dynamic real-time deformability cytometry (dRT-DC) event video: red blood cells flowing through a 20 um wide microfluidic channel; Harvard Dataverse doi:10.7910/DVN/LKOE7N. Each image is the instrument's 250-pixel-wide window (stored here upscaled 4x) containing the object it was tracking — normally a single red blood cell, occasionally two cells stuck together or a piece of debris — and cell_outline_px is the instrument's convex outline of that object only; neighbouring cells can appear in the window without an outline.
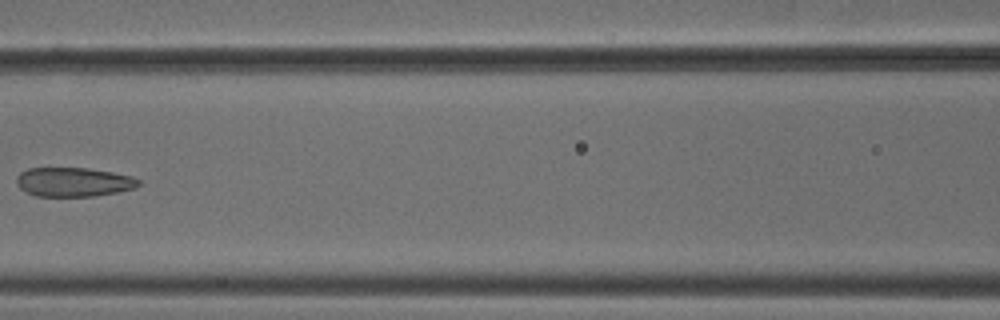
{"species": "common noctule bat (a hibernating species)", "species_latin": "Nyctalus noctula", "temperature_condition": "cold", "stored_images_in_passage": 7, "camera_frame_rate_fps": 3000, "um_per_image_px": 0.085, "animal": {"sex": "male", "body_mass_g": 18.8}, "frame": {"image": 1, "passage_image": 6, "time_ms": 1.667, "image_size_px": [1000, 320], "cell_outline_px": [[140, 184], [136, 188], [96, 196], [36, 196], [20, 188], [16, 184], [16, 176], [20, 172], [28, 168], [88, 168], [112, 172], [132, 176], [140, 180]], "centroid_in_image_um": [6.25, 15.47], "position_along_channel_um": 160.3, "area_um2": 20.81}}
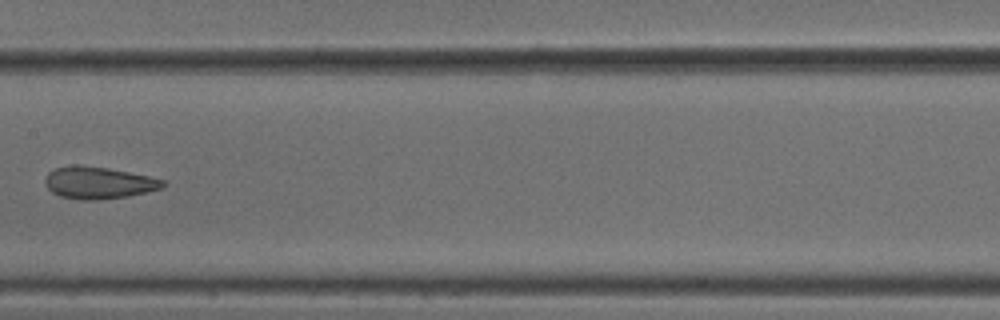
{"frame": {"image": 2, "passage_image": 7, "time_ms": 2.0, "image_size_px": [1000, 320], "cell_outline_px": [[164, 184], [160, 188], [128, 196], [100, 200], [80, 200], [60, 196], [52, 192], [44, 184], [44, 180], [48, 172], [56, 168], [108, 168], [148, 176], [164, 180]], "centroid_in_image_um": [8.36, 15.58], "position_along_channel_um": 199.0, "area_um2": 21.1}}